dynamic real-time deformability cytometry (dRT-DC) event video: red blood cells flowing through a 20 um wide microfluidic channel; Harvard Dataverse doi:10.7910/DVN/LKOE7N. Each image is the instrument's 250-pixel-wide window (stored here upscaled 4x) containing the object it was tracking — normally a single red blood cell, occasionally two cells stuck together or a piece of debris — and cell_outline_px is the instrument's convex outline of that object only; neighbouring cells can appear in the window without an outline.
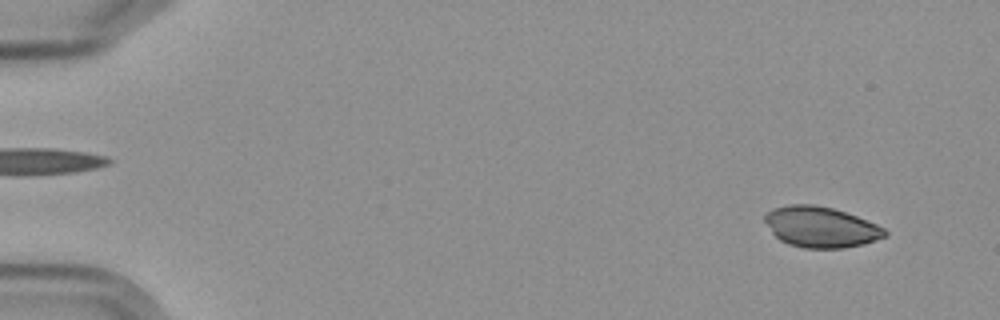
{"species": "Egyptian fruit bat (a non-hibernating species)", "species_latin": "Rousettus aegyptiacus", "temperature_condition": "cold", "stored_images_in_passage": 4, "camera_frame_rate_fps": 3000, "um_per_image_px": 0.085, "frame": {"image": 1, "passage_image": 1, "time_ms": 0.0, "image_size_px": [1000, 320], "cell_outline_px": [[888, 236], [864, 244], [844, 248], [804, 248], [788, 244], [780, 240], [772, 232], [764, 220], [764, 216], [772, 208], [792, 204], [812, 204], [832, 208], [856, 216], [876, 224], [884, 228], [888, 232]], "centroid_in_image_um": [69.78, 19.3], "position_along_channel_um": 15.2, "area_um2": 28.44}}